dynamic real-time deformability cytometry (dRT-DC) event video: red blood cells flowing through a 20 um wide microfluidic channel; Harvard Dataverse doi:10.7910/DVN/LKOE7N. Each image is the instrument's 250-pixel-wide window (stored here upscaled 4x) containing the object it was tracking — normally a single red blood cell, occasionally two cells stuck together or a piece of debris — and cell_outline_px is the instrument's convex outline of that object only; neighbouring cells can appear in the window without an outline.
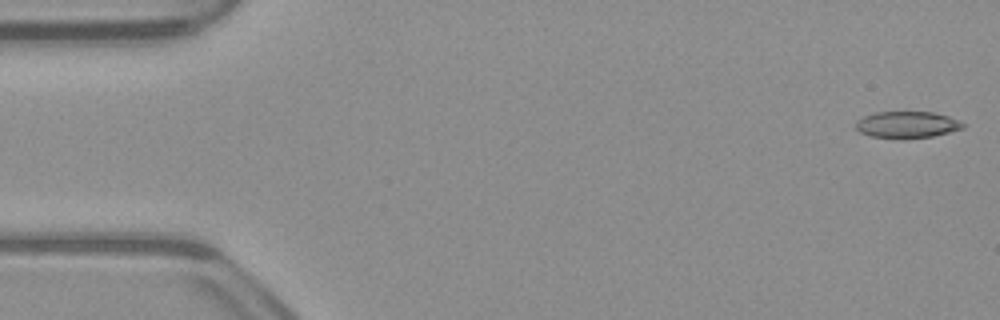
{"species": "common noctule bat (a hibernating species)", "species_latin": "Nyctalus noctula", "temperature_condition": "warm", "stored_images_in_passage": 52, "camera_frame_rate_fps": 3000, "um_per_image_px": 0.085, "animal": {"sex": "male", "body_mass_g": 23.1, "forearm_length_mm": 52.7}, "frame": {"image": 1, "passage_image": 1, "time_ms": 0.0, "image_size_px": [1000, 320], "cell_outline_px": [[964, 128], [932, 136], [904, 140], [900, 140], [868, 136], [860, 132], [856, 128], [856, 120], [864, 116], [876, 112], [932, 112], [948, 116], [964, 124]], "centroid_in_image_um": [77.04, 10.62], "position_along_channel_um": 8.0, "area_um2": 16.82}}
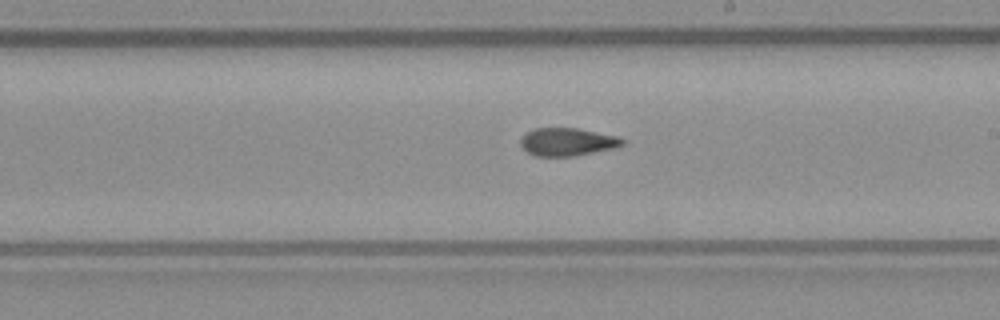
{"frame": {"image": 2, "passage_image": 29, "time_ms": 9.333, "image_size_px": [1000, 320], "cell_outline_px": [[624, 144], [616, 148], [576, 156], [536, 156], [528, 152], [520, 144], [520, 140], [528, 132], [536, 128], [576, 128], [620, 136], [624, 140]], "centroid_in_image_um": [48.28, 12.06], "position_along_channel_um": 240.7, "area_um2": 16.59}}
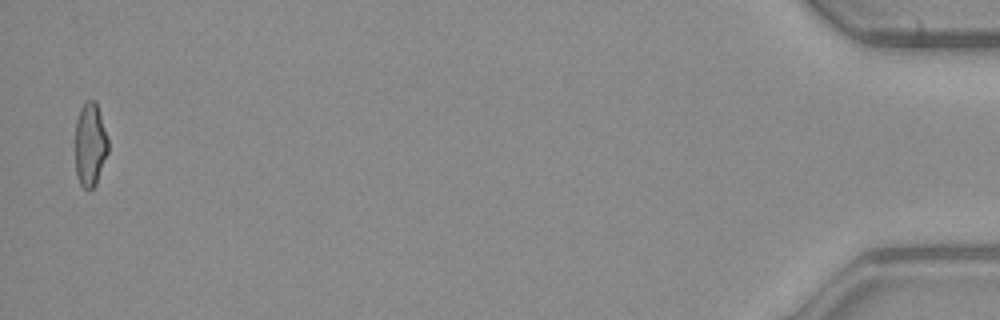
{"frame": {"image": 3, "passage_image": 51, "time_ms": 16.667, "image_size_px": [1000, 320], "cell_outline_px": [[108, 152], [96, 184], [92, 188], [84, 188], [80, 184], [76, 176], [76, 120], [80, 108], [88, 100], [96, 100], [108, 140]], "centroid_in_image_um": [7.66, 12.28], "position_along_channel_um": 427.5, "area_um2": 15.9}, "authors_computed_cell_mechanics": {"area_um2": 17.1088, "velocity_mm_per_s": 3.9539, "shape_relaxation_time_tau1_ms": null, "shape_relaxation_time_tau2_ms": 2.6133, "deformation_change_tau1": null, "deformation_change_tau2": 0.0952}}